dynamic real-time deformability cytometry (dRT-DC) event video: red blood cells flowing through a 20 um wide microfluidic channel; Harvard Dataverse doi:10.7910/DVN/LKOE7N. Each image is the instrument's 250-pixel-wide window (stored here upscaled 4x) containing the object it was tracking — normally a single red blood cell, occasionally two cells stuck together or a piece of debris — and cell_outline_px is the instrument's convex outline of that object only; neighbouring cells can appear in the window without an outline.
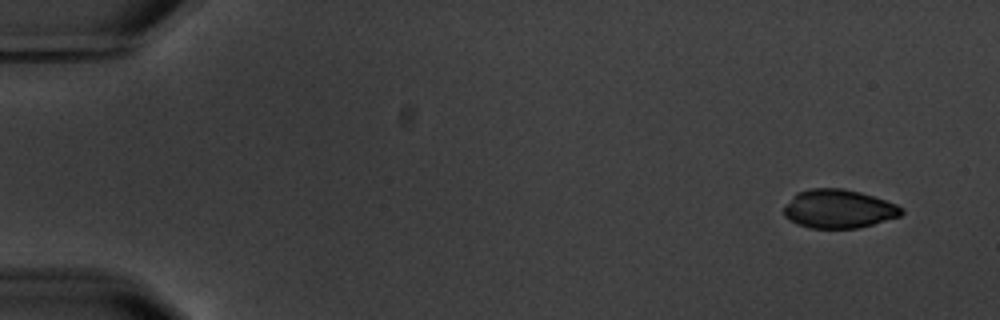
{"species": "common noctule bat (a hibernating species)", "species_latin": "Nyctalus noctula", "temperature_condition": "warm", "stored_images_in_passage": 5, "camera_frame_rate_fps": 3000, "um_per_image_px": 0.085, "animal": {"sex": "male", "body_mass_g": 20.1, "forearm_length_mm": 53.5}, "frame": {"image": 1, "passage_image": 1, "time_ms": 0.0, "image_size_px": [1000, 320], "cell_outline_px": [[904, 212], [900, 216], [872, 224], [856, 228], [812, 228], [796, 224], [788, 220], [784, 216], [784, 208], [796, 192], [812, 188], [840, 188], [860, 192], [896, 204], [904, 208]], "centroid_in_image_um": [71.27, 17.75], "position_along_channel_um": 13.7, "area_um2": 26.36}}